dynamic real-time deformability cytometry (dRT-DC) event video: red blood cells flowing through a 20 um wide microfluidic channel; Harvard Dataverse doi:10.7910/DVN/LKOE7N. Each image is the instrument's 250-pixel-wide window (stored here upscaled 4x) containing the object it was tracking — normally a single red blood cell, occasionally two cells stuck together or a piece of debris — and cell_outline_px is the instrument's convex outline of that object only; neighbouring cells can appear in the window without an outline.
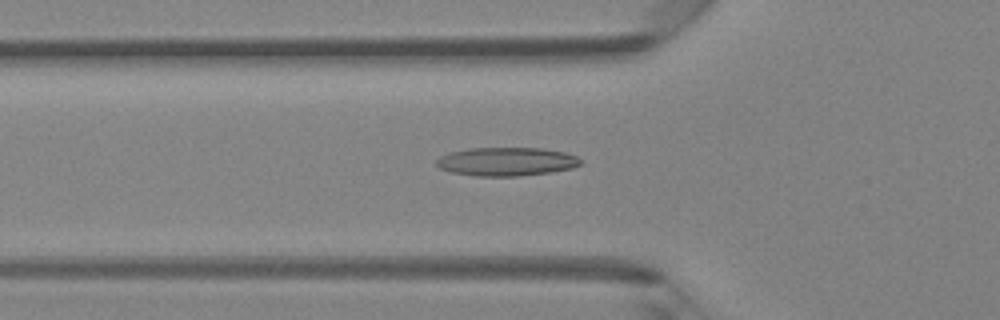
{"species": "Egyptian fruit bat (a non-hibernating species)", "species_latin": "Rousettus aegyptiacus", "temperature_condition": "room temperature", "stored_images_in_passage": 48, "camera_frame_rate_fps": 3000, "um_per_image_px": 0.085, "animal": {"sex": "female"}, "frame": {"image": 1, "passage_image": 17, "time_ms": 5.333, "image_size_px": [1000, 320], "cell_outline_px": [[580, 164], [572, 168], [552, 172], [516, 176], [476, 176], [452, 172], [440, 168], [436, 164], [436, 160], [440, 156], [452, 152], [468, 148], [544, 148], [564, 152], [576, 156], [580, 160]], "centroid_in_image_um": [43.05, 13.73], "position_along_channel_um": 82.8, "area_um2": 23.87}}
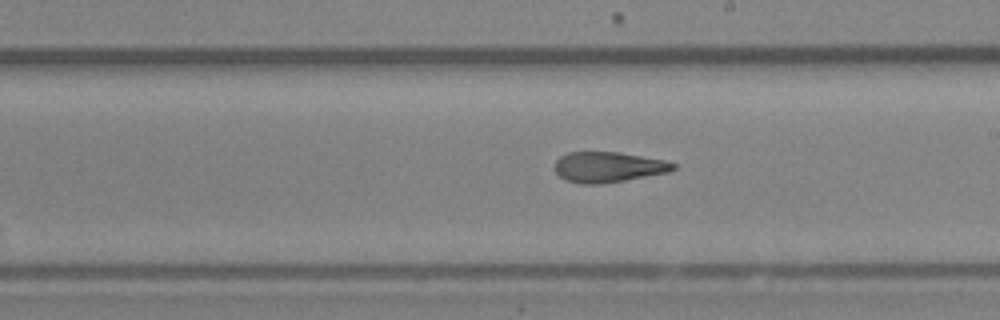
{"frame": {"image": 2, "passage_image": 28, "time_ms": 9.0, "image_size_px": [1000, 320], "cell_outline_px": [[676, 168], [668, 172], [624, 180], [600, 184], [580, 184], [564, 180], [556, 172], [556, 160], [560, 156], [568, 152], [620, 152], [664, 160], [676, 164]], "centroid_in_image_um": [51.68, 14.2], "position_along_channel_um": 237.3, "area_um2": 20.92}}
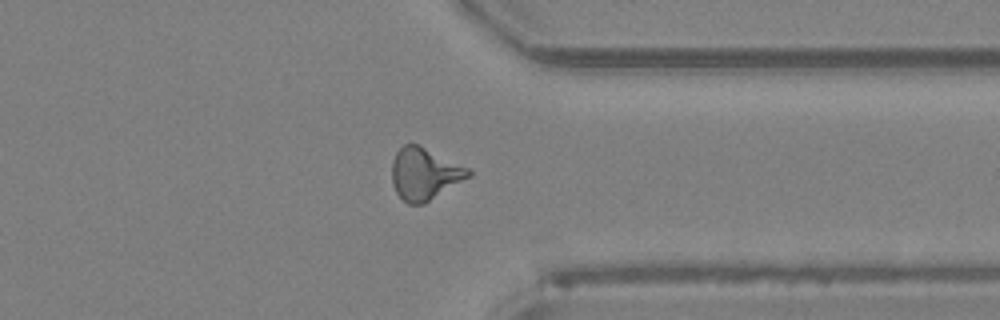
{"frame": {"image": 3, "passage_image": 38, "time_ms": 12.333, "image_size_px": [1000, 320], "cell_outline_px": [[472, 176], [424, 204], [408, 204], [396, 192], [392, 184], [392, 160], [396, 152], [404, 144], [420, 144], [468, 168], [472, 172]], "centroid_in_image_um": [36.09, 14.77], "position_along_channel_um": 375.3, "area_um2": 23.35}, "authors_computed_cell_mechanics": {"area_um2": 22.4553, "velocity_mm_per_s": 4.2211, "shape_relaxation_time_tau1_ms": null, "shape_relaxation_time_tau2_ms": 2.5721, "deformation_change_tau1": null, "deformation_change_tau2": 0.1249}}